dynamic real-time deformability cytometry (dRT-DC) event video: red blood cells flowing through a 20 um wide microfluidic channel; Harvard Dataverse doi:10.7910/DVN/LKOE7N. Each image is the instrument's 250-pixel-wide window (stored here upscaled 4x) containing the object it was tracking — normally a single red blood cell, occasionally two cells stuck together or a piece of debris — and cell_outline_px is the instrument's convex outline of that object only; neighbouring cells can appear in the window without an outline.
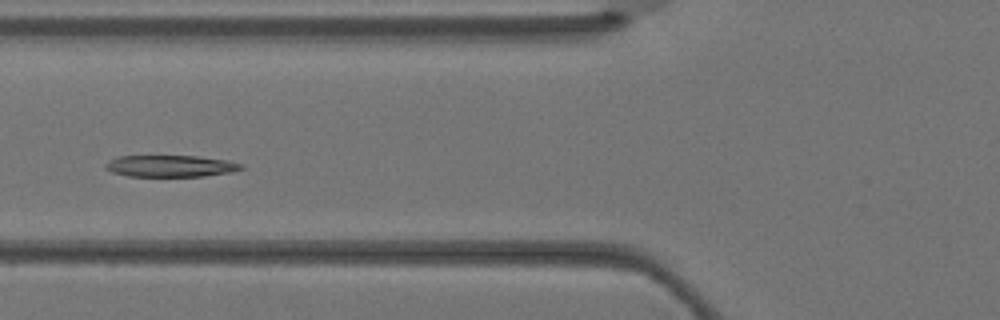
{"species": "Egyptian fruit bat (a non-hibernating species)", "species_latin": "Rousettus aegyptiacus", "temperature_condition": "warm", "stored_images_in_passage": 4, "camera_frame_rate_fps": 3000, "um_per_image_px": 0.085, "animal": {"sex": "female"}, "frame": {"image": 1, "passage_image": 4, "time_ms": 1.0, "image_size_px": [1000, 320], "cell_outline_px": [[244, 168], [232, 172], [204, 176], [128, 176], [112, 172], [104, 168], [104, 164], [108, 160], [120, 156], [196, 156], [228, 160], [244, 164]], "centroid_in_image_um": [14.5, 14.11], "position_along_channel_um": 111.3, "area_um2": 17.22}}